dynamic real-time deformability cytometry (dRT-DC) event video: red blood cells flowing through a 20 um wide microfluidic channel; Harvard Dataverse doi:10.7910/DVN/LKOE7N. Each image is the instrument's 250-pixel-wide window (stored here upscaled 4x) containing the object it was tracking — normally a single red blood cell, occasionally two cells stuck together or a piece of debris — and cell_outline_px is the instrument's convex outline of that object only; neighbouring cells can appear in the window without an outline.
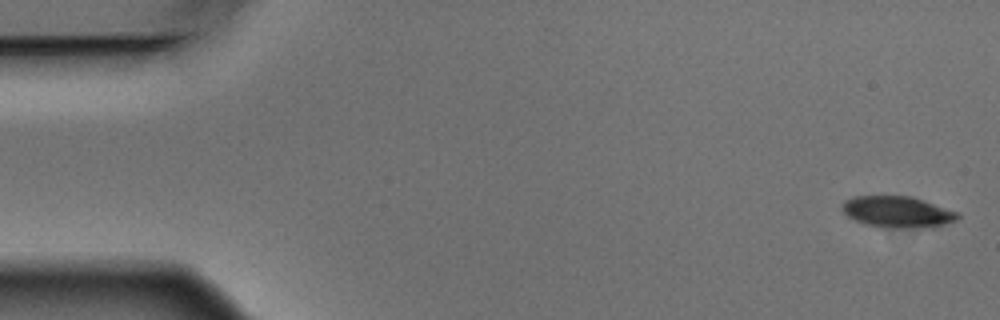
{"species": "Egyptian fruit bat (a non-hibernating species)", "species_latin": "Rousettus aegyptiacus", "temperature_condition": "warm", "stored_images_in_passage": 5, "camera_frame_rate_fps": 3000, "um_per_image_px": 0.085, "animal": {"sex": "male"}, "frame": {"image": 1, "passage_image": 1, "time_ms": 0.0, "image_size_px": [1000, 320], "cell_outline_px": [[960, 216], [956, 220], [936, 228], [912, 228], [864, 224], [848, 216], [840, 208], [840, 204], [844, 200], [852, 196], [912, 196], [960, 212]], "centroid_in_image_um": [76.33, 18.0], "position_along_channel_um": 8.7, "area_um2": 21.27}}
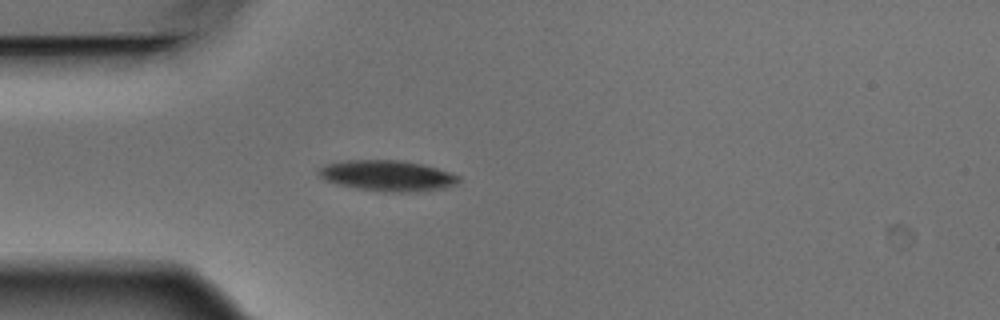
{"frame": {"image": 2, "passage_image": 5, "time_ms": 1.333, "image_size_px": [1000, 320], "cell_outline_px": [[460, 180], [456, 184], [444, 188], [416, 192], [384, 192], [356, 188], [336, 184], [324, 180], [316, 172], [320, 168], [328, 164], [344, 160], [404, 160], [424, 164], [452, 172], [460, 176]], "centroid_in_image_um": [32.97, 14.93], "position_along_channel_um": 52.0, "area_um2": 25.43}}